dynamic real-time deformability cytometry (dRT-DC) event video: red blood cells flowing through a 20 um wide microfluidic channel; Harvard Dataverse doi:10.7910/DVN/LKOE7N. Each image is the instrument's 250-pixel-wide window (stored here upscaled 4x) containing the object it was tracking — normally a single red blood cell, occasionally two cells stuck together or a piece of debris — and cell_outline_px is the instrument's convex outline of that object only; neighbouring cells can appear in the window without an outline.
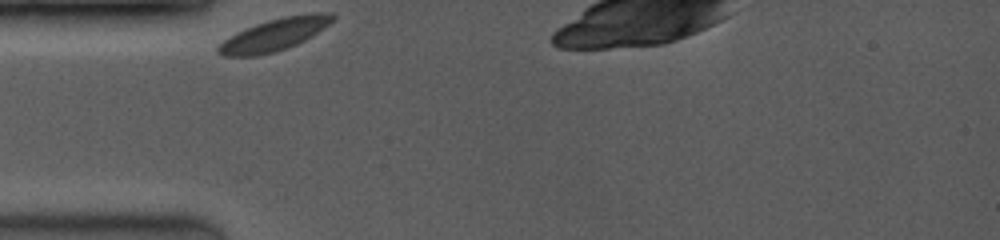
{"species": "common noctule bat (a hibernating species)", "species_latin": "Nyctalus noctula", "temperature_condition": "room temperature", "stored_images_in_passage": 25, "camera_frame_rate_fps": 3500, "um_per_image_px": 0.085, "animal": {"sex": "female", "body_mass_g": 19.0, "forearm_length_mm": 53.3}, "frame": {"image": 1, "passage_image": 1, "time_ms": 0.0, "image_size_px": [1000, 240], "cell_outline_px": [[336, 16], [328, 24], [312, 36], [296, 44], [276, 52], [256, 56], [224, 56], [216, 52], [216, 48], [224, 40], [236, 32], [256, 24], [268, 20], [284, 16], [316, 12], [332, 12]], "centroid_in_image_um": [23.32, 2.94], "position_along_channel_um": 61.7, "area_um2": 21.33}}
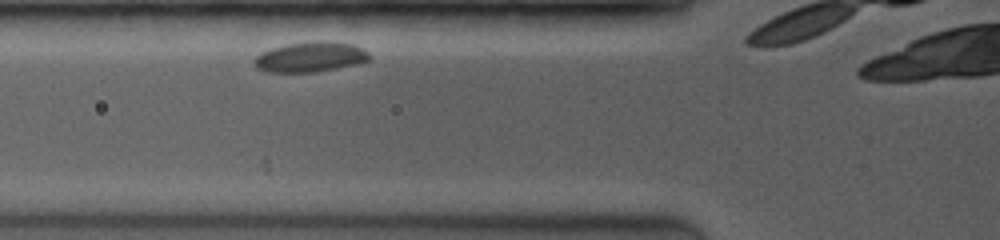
{"frame": {"image": 2, "passage_image": 6, "time_ms": 1.143, "image_size_px": [1000, 240], "cell_outline_px": [[372, 60], [356, 64], [316, 72], [264, 72], [256, 68], [252, 64], [252, 60], [260, 52], [272, 48], [288, 44], [352, 44], [364, 48], [372, 56]], "centroid_in_image_um": [26.33, 4.9], "position_along_channel_um": 99.5, "area_um2": 19.59}}